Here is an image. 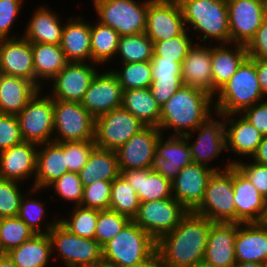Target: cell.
I'll return each mask as SVG.
<instances>
[{
    "instance_id": "6da1fadb",
    "label": "cell",
    "mask_w": 267,
    "mask_h": 267,
    "mask_svg": "<svg viewBox=\"0 0 267 267\" xmlns=\"http://www.w3.org/2000/svg\"><path fill=\"white\" fill-rule=\"evenodd\" d=\"M211 221L189 211L180 223L157 241L156 251L169 267H191L205 256Z\"/></svg>"
},
{
    "instance_id": "7a4b0ae2",
    "label": "cell",
    "mask_w": 267,
    "mask_h": 267,
    "mask_svg": "<svg viewBox=\"0 0 267 267\" xmlns=\"http://www.w3.org/2000/svg\"><path fill=\"white\" fill-rule=\"evenodd\" d=\"M215 112L214 97L208 92L183 85L161 107L158 129L170 136H185L195 130L204 120Z\"/></svg>"
},
{
    "instance_id": "3957f363",
    "label": "cell",
    "mask_w": 267,
    "mask_h": 267,
    "mask_svg": "<svg viewBox=\"0 0 267 267\" xmlns=\"http://www.w3.org/2000/svg\"><path fill=\"white\" fill-rule=\"evenodd\" d=\"M186 29L198 32L199 43L230 44L229 18L226 0H177ZM190 25V26H189ZM213 39V40H212Z\"/></svg>"
},
{
    "instance_id": "277c9868",
    "label": "cell",
    "mask_w": 267,
    "mask_h": 267,
    "mask_svg": "<svg viewBox=\"0 0 267 267\" xmlns=\"http://www.w3.org/2000/svg\"><path fill=\"white\" fill-rule=\"evenodd\" d=\"M265 99L258 81L255 59L247 57L214 96V107L223 115L241 113Z\"/></svg>"
},
{
    "instance_id": "5b68a950",
    "label": "cell",
    "mask_w": 267,
    "mask_h": 267,
    "mask_svg": "<svg viewBox=\"0 0 267 267\" xmlns=\"http://www.w3.org/2000/svg\"><path fill=\"white\" fill-rule=\"evenodd\" d=\"M157 242L133 220L102 246L103 265L135 267L156 252Z\"/></svg>"
},
{
    "instance_id": "8992f818",
    "label": "cell",
    "mask_w": 267,
    "mask_h": 267,
    "mask_svg": "<svg viewBox=\"0 0 267 267\" xmlns=\"http://www.w3.org/2000/svg\"><path fill=\"white\" fill-rule=\"evenodd\" d=\"M52 251L65 267H99L103 265L102 246L95 240L72 234L60 222L48 233Z\"/></svg>"
},
{
    "instance_id": "52a82bcc",
    "label": "cell",
    "mask_w": 267,
    "mask_h": 267,
    "mask_svg": "<svg viewBox=\"0 0 267 267\" xmlns=\"http://www.w3.org/2000/svg\"><path fill=\"white\" fill-rule=\"evenodd\" d=\"M151 0H93L98 22L110 26L120 36L145 33Z\"/></svg>"
},
{
    "instance_id": "ba28073f",
    "label": "cell",
    "mask_w": 267,
    "mask_h": 267,
    "mask_svg": "<svg viewBox=\"0 0 267 267\" xmlns=\"http://www.w3.org/2000/svg\"><path fill=\"white\" fill-rule=\"evenodd\" d=\"M194 212L211 222L236 223L233 165L213 173L208 181L204 199Z\"/></svg>"
},
{
    "instance_id": "9c48e42d",
    "label": "cell",
    "mask_w": 267,
    "mask_h": 267,
    "mask_svg": "<svg viewBox=\"0 0 267 267\" xmlns=\"http://www.w3.org/2000/svg\"><path fill=\"white\" fill-rule=\"evenodd\" d=\"M213 115H210L195 130L184 137L191 150L192 162L206 166L217 172L228 169L233 163L227 162L225 166H223L224 168H220L219 166L211 167L208 164L210 163L209 161H213V159L218 160L217 158L221 156L223 151H226L224 115L217 111L213 112ZM215 116H218V120L214 119ZM192 134L196 135L194 141L190 139L194 137ZM190 141H192V143Z\"/></svg>"
},
{
    "instance_id": "30bf717a",
    "label": "cell",
    "mask_w": 267,
    "mask_h": 267,
    "mask_svg": "<svg viewBox=\"0 0 267 267\" xmlns=\"http://www.w3.org/2000/svg\"><path fill=\"white\" fill-rule=\"evenodd\" d=\"M54 142L95 138V118L80 102L53 99Z\"/></svg>"
},
{
    "instance_id": "8fae6325",
    "label": "cell",
    "mask_w": 267,
    "mask_h": 267,
    "mask_svg": "<svg viewBox=\"0 0 267 267\" xmlns=\"http://www.w3.org/2000/svg\"><path fill=\"white\" fill-rule=\"evenodd\" d=\"M44 95V96H43ZM39 90L16 116L23 141L43 144L53 141V99Z\"/></svg>"
},
{
    "instance_id": "7c38bea8",
    "label": "cell",
    "mask_w": 267,
    "mask_h": 267,
    "mask_svg": "<svg viewBox=\"0 0 267 267\" xmlns=\"http://www.w3.org/2000/svg\"><path fill=\"white\" fill-rule=\"evenodd\" d=\"M189 211L174 198L140 203L133 221L156 242L170 233Z\"/></svg>"
},
{
    "instance_id": "4fadbf2b",
    "label": "cell",
    "mask_w": 267,
    "mask_h": 267,
    "mask_svg": "<svg viewBox=\"0 0 267 267\" xmlns=\"http://www.w3.org/2000/svg\"><path fill=\"white\" fill-rule=\"evenodd\" d=\"M146 126L122 107L95 118L97 148L116 151Z\"/></svg>"
},
{
    "instance_id": "5bb4252c",
    "label": "cell",
    "mask_w": 267,
    "mask_h": 267,
    "mask_svg": "<svg viewBox=\"0 0 267 267\" xmlns=\"http://www.w3.org/2000/svg\"><path fill=\"white\" fill-rule=\"evenodd\" d=\"M230 43L247 45L266 19V0H226Z\"/></svg>"
},
{
    "instance_id": "9a60e30c",
    "label": "cell",
    "mask_w": 267,
    "mask_h": 267,
    "mask_svg": "<svg viewBox=\"0 0 267 267\" xmlns=\"http://www.w3.org/2000/svg\"><path fill=\"white\" fill-rule=\"evenodd\" d=\"M93 64V62H67L65 67L50 80L51 93L48 95L56 100L81 102L98 72V68Z\"/></svg>"
},
{
    "instance_id": "2e32d148",
    "label": "cell",
    "mask_w": 267,
    "mask_h": 267,
    "mask_svg": "<svg viewBox=\"0 0 267 267\" xmlns=\"http://www.w3.org/2000/svg\"><path fill=\"white\" fill-rule=\"evenodd\" d=\"M186 30L177 0H151L148 4L145 34L155 43L174 38Z\"/></svg>"
},
{
    "instance_id": "e0dca14e",
    "label": "cell",
    "mask_w": 267,
    "mask_h": 267,
    "mask_svg": "<svg viewBox=\"0 0 267 267\" xmlns=\"http://www.w3.org/2000/svg\"><path fill=\"white\" fill-rule=\"evenodd\" d=\"M122 87L111 69L97 72L86 91L81 105L94 117L121 107Z\"/></svg>"
},
{
    "instance_id": "ac0fdd59",
    "label": "cell",
    "mask_w": 267,
    "mask_h": 267,
    "mask_svg": "<svg viewBox=\"0 0 267 267\" xmlns=\"http://www.w3.org/2000/svg\"><path fill=\"white\" fill-rule=\"evenodd\" d=\"M214 172L211 168L192 162L171 181L172 197L188 211H194L203 201L208 181Z\"/></svg>"
},
{
    "instance_id": "d6986e66",
    "label": "cell",
    "mask_w": 267,
    "mask_h": 267,
    "mask_svg": "<svg viewBox=\"0 0 267 267\" xmlns=\"http://www.w3.org/2000/svg\"><path fill=\"white\" fill-rule=\"evenodd\" d=\"M165 137L162 134L156 143V153L150 169L173 181L180 170L192 163V155L184 136L168 134Z\"/></svg>"
},
{
    "instance_id": "ffe728a7",
    "label": "cell",
    "mask_w": 267,
    "mask_h": 267,
    "mask_svg": "<svg viewBox=\"0 0 267 267\" xmlns=\"http://www.w3.org/2000/svg\"><path fill=\"white\" fill-rule=\"evenodd\" d=\"M162 135L158 127L146 126L115 152L120 171L151 168L156 143Z\"/></svg>"
},
{
    "instance_id": "44dd1931",
    "label": "cell",
    "mask_w": 267,
    "mask_h": 267,
    "mask_svg": "<svg viewBox=\"0 0 267 267\" xmlns=\"http://www.w3.org/2000/svg\"><path fill=\"white\" fill-rule=\"evenodd\" d=\"M0 74L21 77L31 81L40 90L44 88L35 78L32 43L21 36L1 39Z\"/></svg>"
},
{
    "instance_id": "7402d4cb",
    "label": "cell",
    "mask_w": 267,
    "mask_h": 267,
    "mask_svg": "<svg viewBox=\"0 0 267 267\" xmlns=\"http://www.w3.org/2000/svg\"><path fill=\"white\" fill-rule=\"evenodd\" d=\"M233 186L236 223L262 222L266 213L267 200L234 164Z\"/></svg>"
},
{
    "instance_id": "603a6c76",
    "label": "cell",
    "mask_w": 267,
    "mask_h": 267,
    "mask_svg": "<svg viewBox=\"0 0 267 267\" xmlns=\"http://www.w3.org/2000/svg\"><path fill=\"white\" fill-rule=\"evenodd\" d=\"M237 223L211 222L204 262L212 267H234Z\"/></svg>"
},
{
    "instance_id": "cb8c5ba5",
    "label": "cell",
    "mask_w": 267,
    "mask_h": 267,
    "mask_svg": "<svg viewBox=\"0 0 267 267\" xmlns=\"http://www.w3.org/2000/svg\"><path fill=\"white\" fill-rule=\"evenodd\" d=\"M38 144L23 141L0 152V178L18 181L35 179ZM32 177V178H31Z\"/></svg>"
},
{
    "instance_id": "d4e9b609",
    "label": "cell",
    "mask_w": 267,
    "mask_h": 267,
    "mask_svg": "<svg viewBox=\"0 0 267 267\" xmlns=\"http://www.w3.org/2000/svg\"><path fill=\"white\" fill-rule=\"evenodd\" d=\"M234 251L236 262L267 265V225L263 222L237 223Z\"/></svg>"
},
{
    "instance_id": "484cf974",
    "label": "cell",
    "mask_w": 267,
    "mask_h": 267,
    "mask_svg": "<svg viewBox=\"0 0 267 267\" xmlns=\"http://www.w3.org/2000/svg\"><path fill=\"white\" fill-rule=\"evenodd\" d=\"M203 44V45H201ZM195 43L181 64L183 85L196 87L213 96L211 44Z\"/></svg>"
},
{
    "instance_id": "4316f807",
    "label": "cell",
    "mask_w": 267,
    "mask_h": 267,
    "mask_svg": "<svg viewBox=\"0 0 267 267\" xmlns=\"http://www.w3.org/2000/svg\"><path fill=\"white\" fill-rule=\"evenodd\" d=\"M240 113L224 115L226 151L249 158L256 152L263 135Z\"/></svg>"
},
{
    "instance_id": "83f0119b",
    "label": "cell",
    "mask_w": 267,
    "mask_h": 267,
    "mask_svg": "<svg viewBox=\"0 0 267 267\" xmlns=\"http://www.w3.org/2000/svg\"><path fill=\"white\" fill-rule=\"evenodd\" d=\"M67 19L63 27L60 47L68 62H92L91 23L80 17Z\"/></svg>"
},
{
    "instance_id": "f1b7e54d",
    "label": "cell",
    "mask_w": 267,
    "mask_h": 267,
    "mask_svg": "<svg viewBox=\"0 0 267 267\" xmlns=\"http://www.w3.org/2000/svg\"><path fill=\"white\" fill-rule=\"evenodd\" d=\"M230 45V46H229ZM231 47V48H230ZM248 57L245 45L227 43L211 44V71L213 97L235 74L238 67Z\"/></svg>"
},
{
    "instance_id": "f546056e",
    "label": "cell",
    "mask_w": 267,
    "mask_h": 267,
    "mask_svg": "<svg viewBox=\"0 0 267 267\" xmlns=\"http://www.w3.org/2000/svg\"><path fill=\"white\" fill-rule=\"evenodd\" d=\"M67 172L64 149L54 141L40 144L37 149L35 179L31 187L46 190Z\"/></svg>"
},
{
    "instance_id": "4dcf8cb0",
    "label": "cell",
    "mask_w": 267,
    "mask_h": 267,
    "mask_svg": "<svg viewBox=\"0 0 267 267\" xmlns=\"http://www.w3.org/2000/svg\"><path fill=\"white\" fill-rule=\"evenodd\" d=\"M120 175L133 187L140 203L173 198L171 181L150 168L124 170Z\"/></svg>"
},
{
    "instance_id": "1f68e13d",
    "label": "cell",
    "mask_w": 267,
    "mask_h": 267,
    "mask_svg": "<svg viewBox=\"0 0 267 267\" xmlns=\"http://www.w3.org/2000/svg\"><path fill=\"white\" fill-rule=\"evenodd\" d=\"M39 90L27 79L0 74V114L17 115Z\"/></svg>"
},
{
    "instance_id": "d6a6232c",
    "label": "cell",
    "mask_w": 267,
    "mask_h": 267,
    "mask_svg": "<svg viewBox=\"0 0 267 267\" xmlns=\"http://www.w3.org/2000/svg\"><path fill=\"white\" fill-rule=\"evenodd\" d=\"M50 7H37L23 33V38L30 43H45L60 45L64 23L61 17Z\"/></svg>"
},
{
    "instance_id": "836d02e7",
    "label": "cell",
    "mask_w": 267,
    "mask_h": 267,
    "mask_svg": "<svg viewBox=\"0 0 267 267\" xmlns=\"http://www.w3.org/2000/svg\"><path fill=\"white\" fill-rule=\"evenodd\" d=\"M6 254L16 267H47L52 261L51 258H54L48 234H34L29 240Z\"/></svg>"
},
{
    "instance_id": "e575fe53",
    "label": "cell",
    "mask_w": 267,
    "mask_h": 267,
    "mask_svg": "<svg viewBox=\"0 0 267 267\" xmlns=\"http://www.w3.org/2000/svg\"><path fill=\"white\" fill-rule=\"evenodd\" d=\"M78 174L83 187L100 180L112 182L121 174L116 152L95 147Z\"/></svg>"
},
{
    "instance_id": "d590c367",
    "label": "cell",
    "mask_w": 267,
    "mask_h": 267,
    "mask_svg": "<svg viewBox=\"0 0 267 267\" xmlns=\"http://www.w3.org/2000/svg\"><path fill=\"white\" fill-rule=\"evenodd\" d=\"M121 107L145 126L159 127L161 107L154 99L150 88L123 90Z\"/></svg>"
},
{
    "instance_id": "8d00e7d4",
    "label": "cell",
    "mask_w": 267,
    "mask_h": 267,
    "mask_svg": "<svg viewBox=\"0 0 267 267\" xmlns=\"http://www.w3.org/2000/svg\"><path fill=\"white\" fill-rule=\"evenodd\" d=\"M32 53L35 78L42 85L46 83V81L50 83V80H52L68 62L60 45L57 44L32 43Z\"/></svg>"
},
{
    "instance_id": "74e56055",
    "label": "cell",
    "mask_w": 267,
    "mask_h": 267,
    "mask_svg": "<svg viewBox=\"0 0 267 267\" xmlns=\"http://www.w3.org/2000/svg\"><path fill=\"white\" fill-rule=\"evenodd\" d=\"M119 38L120 35L110 26L103 25L98 21L91 24L92 62L96 66L107 65L116 56Z\"/></svg>"
},
{
    "instance_id": "f35d334b",
    "label": "cell",
    "mask_w": 267,
    "mask_h": 267,
    "mask_svg": "<svg viewBox=\"0 0 267 267\" xmlns=\"http://www.w3.org/2000/svg\"><path fill=\"white\" fill-rule=\"evenodd\" d=\"M29 188L30 189H27V191L29 190V192H27L28 194H25L27 196L23 195L21 199L18 217L21 218L35 234H48L49 231L59 222V219L56 218L52 222H47V208L44 207L46 205V201H43L42 203L41 199L36 198L35 200L34 196L32 197L34 193L42 190L34 187ZM44 218L46 219L45 222L43 220ZM41 222H43L44 225Z\"/></svg>"
},
{
    "instance_id": "ab89813d",
    "label": "cell",
    "mask_w": 267,
    "mask_h": 267,
    "mask_svg": "<svg viewBox=\"0 0 267 267\" xmlns=\"http://www.w3.org/2000/svg\"><path fill=\"white\" fill-rule=\"evenodd\" d=\"M153 50L154 42L145 33L123 35L119 38L115 58L120 57V63L151 61Z\"/></svg>"
},
{
    "instance_id": "60d3db41",
    "label": "cell",
    "mask_w": 267,
    "mask_h": 267,
    "mask_svg": "<svg viewBox=\"0 0 267 267\" xmlns=\"http://www.w3.org/2000/svg\"><path fill=\"white\" fill-rule=\"evenodd\" d=\"M140 200L133 187L120 175L112 181L109 209L131 220L136 216Z\"/></svg>"
},
{
    "instance_id": "b9f144b4",
    "label": "cell",
    "mask_w": 267,
    "mask_h": 267,
    "mask_svg": "<svg viewBox=\"0 0 267 267\" xmlns=\"http://www.w3.org/2000/svg\"><path fill=\"white\" fill-rule=\"evenodd\" d=\"M120 70H111L122 90L150 88L152 84L151 61L120 63Z\"/></svg>"
},
{
    "instance_id": "7bdbcfd3",
    "label": "cell",
    "mask_w": 267,
    "mask_h": 267,
    "mask_svg": "<svg viewBox=\"0 0 267 267\" xmlns=\"http://www.w3.org/2000/svg\"><path fill=\"white\" fill-rule=\"evenodd\" d=\"M72 211V212H71ZM69 218H59V222L72 234L80 237L95 239L98 209L83 206H73Z\"/></svg>"
},
{
    "instance_id": "ee69618b",
    "label": "cell",
    "mask_w": 267,
    "mask_h": 267,
    "mask_svg": "<svg viewBox=\"0 0 267 267\" xmlns=\"http://www.w3.org/2000/svg\"><path fill=\"white\" fill-rule=\"evenodd\" d=\"M1 254L19 247L35 233L18 216L1 218Z\"/></svg>"
},
{
    "instance_id": "f6af8a7d",
    "label": "cell",
    "mask_w": 267,
    "mask_h": 267,
    "mask_svg": "<svg viewBox=\"0 0 267 267\" xmlns=\"http://www.w3.org/2000/svg\"><path fill=\"white\" fill-rule=\"evenodd\" d=\"M189 30L174 38H167L154 43L153 57H162L165 60L182 64L188 51L195 44ZM190 35V36H189Z\"/></svg>"
},
{
    "instance_id": "bcb514c9",
    "label": "cell",
    "mask_w": 267,
    "mask_h": 267,
    "mask_svg": "<svg viewBox=\"0 0 267 267\" xmlns=\"http://www.w3.org/2000/svg\"><path fill=\"white\" fill-rule=\"evenodd\" d=\"M130 221V218L110 209L99 210L95 240L103 246L107 241L113 239Z\"/></svg>"
},
{
    "instance_id": "7dc6e473",
    "label": "cell",
    "mask_w": 267,
    "mask_h": 267,
    "mask_svg": "<svg viewBox=\"0 0 267 267\" xmlns=\"http://www.w3.org/2000/svg\"><path fill=\"white\" fill-rule=\"evenodd\" d=\"M66 156L68 172L78 173L87 163L88 157L96 147L95 140L57 142Z\"/></svg>"
},
{
    "instance_id": "c3c4849f",
    "label": "cell",
    "mask_w": 267,
    "mask_h": 267,
    "mask_svg": "<svg viewBox=\"0 0 267 267\" xmlns=\"http://www.w3.org/2000/svg\"><path fill=\"white\" fill-rule=\"evenodd\" d=\"M49 188L55 190L56 196H59L60 199L64 201H69V203L73 206L81 205L83 198V185L78 173H64L60 178L52 183Z\"/></svg>"
},
{
    "instance_id": "681fc988",
    "label": "cell",
    "mask_w": 267,
    "mask_h": 267,
    "mask_svg": "<svg viewBox=\"0 0 267 267\" xmlns=\"http://www.w3.org/2000/svg\"><path fill=\"white\" fill-rule=\"evenodd\" d=\"M20 186L18 181L0 178V218L18 216L24 195Z\"/></svg>"
},
{
    "instance_id": "f907efd6",
    "label": "cell",
    "mask_w": 267,
    "mask_h": 267,
    "mask_svg": "<svg viewBox=\"0 0 267 267\" xmlns=\"http://www.w3.org/2000/svg\"><path fill=\"white\" fill-rule=\"evenodd\" d=\"M111 181H95L83 187L81 206L98 210H107L110 207Z\"/></svg>"
},
{
    "instance_id": "816d5d0a",
    "label": "cell",
    "mask_w": 267,
    "mask_h": 267,
    "mask_svg": "<svg viewBox=\"0 0 267 267\" xmlns=\"http://www.w3.org/2000/svg\"><path fill=\"white\" fill-rule=\"evenodd\" d=\"M232 162L256 187L258 192L267 200V166L253 160L240 161V159H228ZM247 162V163H246Z\"/></svg>"
},
{
    "instance_id": "f5cc1de1",
    "label": "cell",
    "mask_w": 267,
    "mask_h": 267,
    "mask_svg": "<svg viewBox=\"0 0 267 267\" xmlns=\"http://www.w3.org/2000/svg\"><path fill=\"white\" fill-rule=\"evenodd\" d=\"M24 0H0V39L18 38L20 35L10 33ZM10 34V35H9ZM13 34V35H12Z\"/></svg>"
},
{
    "instance_id": "db71d44e",
    "label": "cell",
    "mask_w": 267,
    "mask_h": 267,
    "mask_svg": "<svg viewBox=\"0 0 267 267\" xmlns=\"http://www.w3.org/2000/svg\"><path fill=\"white\" fill-rule=\"evenodd\" d=\"M23 142L19 121L14 114H0V152Z\"/></svg>"
},
{
    "instance_id": "11a10c76",
    "label": "cell",
    "mask_w": 267,
    "mask_h": 267,
    "mask_svg": "<svg viewBox=\"0 0 267 267\" xmlns=\"http://www.w3.org/2000/svg\"><path fill=\"white\" fill-rule=\"evenodd\" d=\"M182 86L181 76L152 77L150 90L154 99L162 107Z\"/></svg>"
},
{
    "instance_id": "9f6ffc18",
    "label": "cell",
    "mask_w": 267,
    "mask_h": 267,
    "mask_svg": "<svg viewBox=\"0 0 267 267\" xmlns=\"http://www.w3.org/2000/svg\"><path fill=\"white\" fill-rule=\"evenodd\" d=\"M240 114L263 136H267V99L246 108Z\"/></svg>"
},
{
    "instance_id": "6f0895ef",
    "label": "cell",
    "mask_w": 267,
    "mask_h": 267,
    "mask_svg": "<svg viewBox=\"0 0 267 267\" xmlns=\"http://www.w3.org/2000/svg\"><path fill=\"white\" fill-rule=\"evenodd\" d=\"M249 58L267 59V18L258 28L254 37L246 45Z\"/></svg>"
},
{
    "instance_id": "680465c9",
    "label": "cell",
    "mask_w": 267,
    "mask_h": 267,
    "mask_svg": "<svg viewBox=\"0 0 267 267\" xmlns=\"http://www.w3.org/2000/svg\"><path fill=\"white\" fill-rule=\"evenodd\" d=\"M152 77L181 76V64L165 60L162 57H153L151 60Z\"/></svg>"
},
{
    "instance_id": "91938a15",
    "label": "cell",
    "mask_w": 267,
    "mask_h": 267,
    "mask_svg": "<svg viewBox=\"0 0 267 267\" xmlns=\"http://www.w3.org/2000/svg\"><path fill=\"white\" fill-rule=\"evenodd\" d=\"M255 66L260 88L267 98V59H255Z\"/></svg>"
},
{
    "instance_id": "94428289",
    "label": "cell",
    "mask_w": 267,
    "mask_h": 267,
    "mask_svg": "<svg viewBox=\"0 0 267 267\" xmlns=\"http://www.w3.org/2000/svg\"><path fill=\"white\" fill-rule=\"evenodd\" d=\"M254 160V162L267 166V136H264L256 152L249 159Z\"/></svg>"
},
{
    "instance_id": "6125c7cd",
    "label": "cell",
    "mask_w": 267,
    "mask_h": 267,
    "mask_svg": "<svg viewBox=\"0 0 267 267\" xmlns=\"http://www.w3.org/2000/svg\"><path fill=\"white\" fill-rule=\"evenodd\" d=\"M135 267H169L162 259L160 254L156 251L149 258L139 263Z\"/></svg>"
},
{
    "instance_id": "be15d7a7",
    "label": "cell",
    "mask_w": 267,
    "mask_h": 267,
    "mask_svg": "<svg viewBox=\"0 0 267 267\" xmlns=\"http://www.w3.org/2000/svg\"><path fill=\"white\" fill-rule=\"evenodd\" d=\"M0 267H16L7 254H0Z\"/></svg>"
},
{
    "instance_id": "e7e4bbea",
    "label": "cell",
    "mask_w": 267,
    "mask_h": 267,
    "mask_svg": "<svg viewBox=\"0 0 267 267\" xmlns=\"http://www.w3.org/2000/svg\"><path fill=\"white\" fill-rule=\"evenodd\" d=\"M234 267H267V265L255 262H237Z\"/></svg>"
},
{
    "instance_id": "03108f58",
    "label": "cell",
    "mask_w": 267,
    "mask_h": 267,
    "mask_svg": "<svg viewBox=\"0 0 267 267\" xmlns=\"http://www.w3.org/2000/svg\"><path fill=\"white\" fill-rule=\"evenodd\" d=\"M191 267H212V266H210L209 264L202 261V262H199V263L192 265Z\"/></svg>"
},
{
    "instance_id": "003e7915",
    "label": "cell",
    "mask_w": 267,
    "mask_h": 267,
    "mask_svg": "<svg viewBox=\"0 0 267 267\" xmlns=\"http://www.w3.org/2000/svg\"><path fill=\"white\" fill-rule=\"evenodd\" d=\"M262 222L267 225V205H266V213Z\"/></svg>"
},
{
    "instance_id": "a7ac6f4b",
    "label": "cell",
    "mask_w": 267,
    "mask_h": 267,
    "mask_svg": "<svg viewBox=\"0 0 267 267\" xmlns=\"http://www.w3.org/2000/svg\"><path fill=\"white\" fill-rule=\"evenodd\" d=\"M0 227H1V218H0ZM0 236H1V231H0ZM0 254H1V237H0Z\"/></svg>"
},
{
    "instance_id": "89a4df30",
    "label": "cell",
    "mask_w": 267,
    "mask_h": 267,
    "mask_svg": "<svg viewBox=\"0 0 267 267\" xmlns=\"http://www.w3.org/2000/svg\"><path fill=\"white\" fill-rule=\"evenodd\" d=\"M266 18H267V0H266Z\"/></svg>"
}]
</instances>
